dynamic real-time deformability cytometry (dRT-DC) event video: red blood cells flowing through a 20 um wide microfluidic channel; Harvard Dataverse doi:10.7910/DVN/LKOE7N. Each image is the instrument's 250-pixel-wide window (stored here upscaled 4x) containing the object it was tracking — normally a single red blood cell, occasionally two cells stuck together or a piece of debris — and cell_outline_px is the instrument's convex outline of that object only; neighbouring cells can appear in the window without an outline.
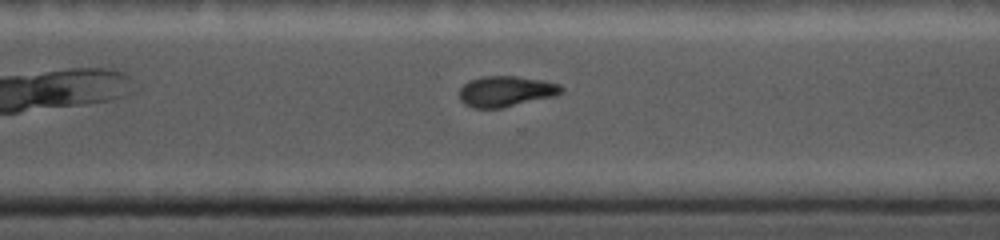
{"species": "common noctule bat (a hibernating species)", "species_latin": "Nyctalus noctula", "temperature_condition": "cold", "stored_images_in_passage": 24, "camera_frame_rate_fps": 5000, "um_per_image_px": 0.085, "animal": {"sex": "female", "body_mass_g": 19.0, "forearm_length_mm": 56.7}, "frame": {"image": 1, "passage_image": 21, "time_ms": 7.0, "image_size_px": [1000, 240], "cell_outline_px": [[564, 92], [556, 96], [504, 108], [472, 108], [464, 104], [460, 100], [460, 88], [464, 84], [472, 80], [484, 76], [516, 76], [544, 80], [560, 84], [564, 88]], "centroid_in_image_um": [43.06, 7.77], "position_along_channel_um": 327.5, "area_um2": 18.5}}